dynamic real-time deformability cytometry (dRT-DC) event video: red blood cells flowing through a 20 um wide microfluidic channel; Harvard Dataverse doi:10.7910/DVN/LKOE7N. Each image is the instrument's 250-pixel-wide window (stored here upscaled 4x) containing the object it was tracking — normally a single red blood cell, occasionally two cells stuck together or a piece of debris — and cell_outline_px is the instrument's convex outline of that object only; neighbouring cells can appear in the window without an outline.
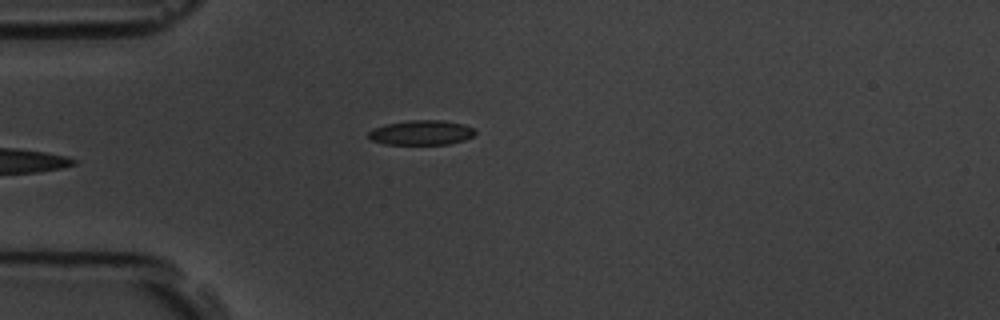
{"species": "common noctule bat (a hibernating species)", "species_latin": "Nyctalus noctula", "temperature_condition": "room temperature", "stored_images_in_passage": 5, "camera_frame_rate_fps": 3000, "um_per_image_px": 0.085, "animal": {"sex": "male", "body_mass_g": 19.5, "forearm_length_mm": 54.6}, "frame": {"image": 1, "passage_image": 5, "time_ms": 4.333, "image_size_px": [1000, 320], "cell_outline_px": [[476, 132], [472, 136], [464, 140], [448, 144], [384, 144], [372, 140], [368, 136], [368, 132], [372, 128], [384, 124], [408, 120], [444, 120], [464, 124], [472, 128]], "centroid_in_image_um": [35.79, 11.26], "position_along_channel_um": 49.2, "area_um2": 15.43}}